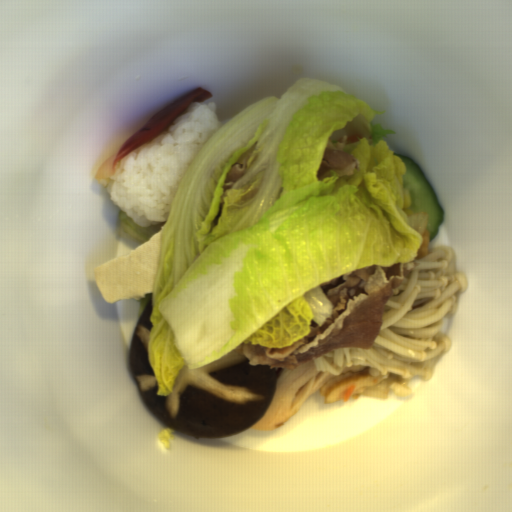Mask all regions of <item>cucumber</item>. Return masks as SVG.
<instances>
[{
	"label": "cucumber",
	"mask_w": 512,
	"mask_h": 512,
	"mask_svg": "<svg viewBox=\"0 0 512 512\" xmlns=\"http://www.w3.org/2000/svg\"><path fill=\"white\" fill-rule=\"evenodd\" d=\"M401 158L406 165L405 174L402 177L404 190H409L411 198L410 209L413 214H426L428 218L427 231L429 242L438 235L440 226L444 221V209L438 202L433 189L418 164L408 156L395 155Z\"/></svg>",
	"instance_id": "1"
}]
</instances>
